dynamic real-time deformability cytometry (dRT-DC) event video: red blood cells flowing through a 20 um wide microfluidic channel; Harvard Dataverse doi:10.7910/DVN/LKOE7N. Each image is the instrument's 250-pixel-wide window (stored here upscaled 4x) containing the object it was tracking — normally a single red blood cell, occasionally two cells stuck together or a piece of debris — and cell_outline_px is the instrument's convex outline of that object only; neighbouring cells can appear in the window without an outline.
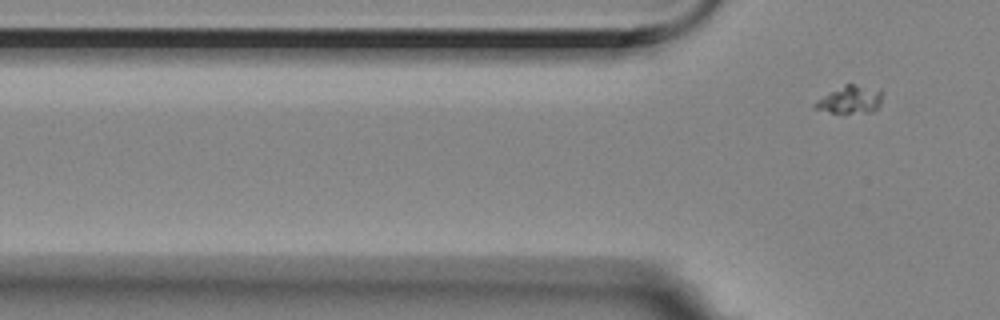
{"species": "Egyptian fruit bat (a non-hibernating species)", "species_latin": "Rousettus aegyptiacus", "temperature_condition": "room temperature", "stored_images_in_passage": 7, "segment_of_instrument_passage": [2, 2], "camera_frame_rate_fps": 3000, "um_per_image_px": 0.085, "animal": {"sex": "female"}, "frame": {"image": 1, "passage_image": 7, "time_ms": 2.0, "image_size_px": [1000, 320], "cell_outline_px": [[880, 104], [872, 112], [840, 116], [812, 108], [812, 104], [824, 96], [844, 84], [852, 84], [880, 92]], "centroid_in_image_um": [72.16, 8.57], "position_along_channel_um": 53.6, "area_um2": 10.92}}